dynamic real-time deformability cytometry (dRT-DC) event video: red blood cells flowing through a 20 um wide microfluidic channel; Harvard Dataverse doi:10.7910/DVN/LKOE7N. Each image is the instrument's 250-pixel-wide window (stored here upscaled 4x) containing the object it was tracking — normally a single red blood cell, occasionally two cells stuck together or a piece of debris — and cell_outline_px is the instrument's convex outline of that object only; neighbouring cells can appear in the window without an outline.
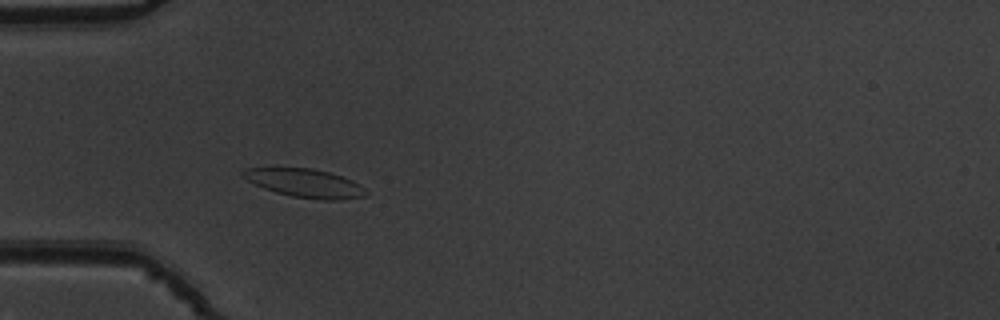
{"species": "common noctule bat (a hibernating species)", "species_latin": "Nyctalus noctula", "temperature_condition": "warm", "stored_images_in_passage": 38, "camera_frame_rate_fps": 3000, "um_per_image_px": 0.085, "animal": {"sex": "male", "body_mass_g": 19.5, "forearm_length_mm": 54.6}, "frame": {"image": 1, "passage_image": 1, "time_ms": 0.0, "image_size_px": [1000, 320], "cell_outline_px": [[368, 192], [364, 196], [340, 200], [320, 200], [292, 196], [276, 192], [264, 188], [240, 176], [240, 172], [244, 168], [312, 168], [328, 172], [352, 180], [360, 184]], "centroid_in_image_um": [25.91, 15.56], "position_along_channel_um": 59.1, "area_um2": 20.35}}
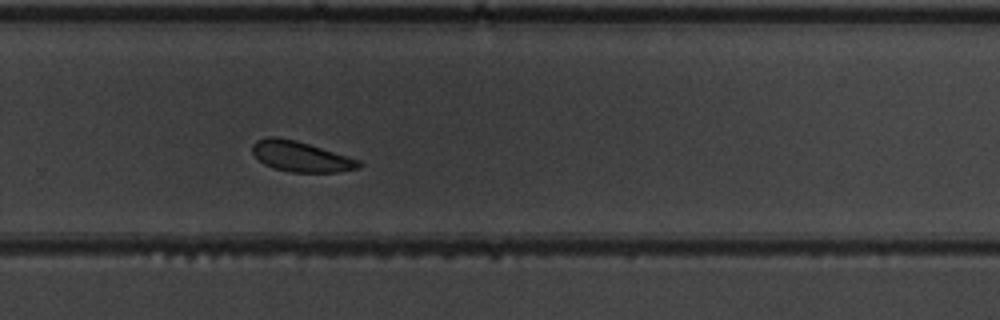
{"frame": {"image": 2, "passage_image": 21, "time_ms": 6.667, "image_size_px": [1000, 320], "cell_outline_px": [[364, 164], [360, 168], [336, 172], [292, 172], [272, 168], [264, 164], [252, 152], [252, 144], [256, 140], [264, 136], [276, 136], [296, 140], [360, 160]], "centroid_in_image_um": [25.56, 13.29], "position_along_channel_um": 304.2, "area_um2": 18.96}}
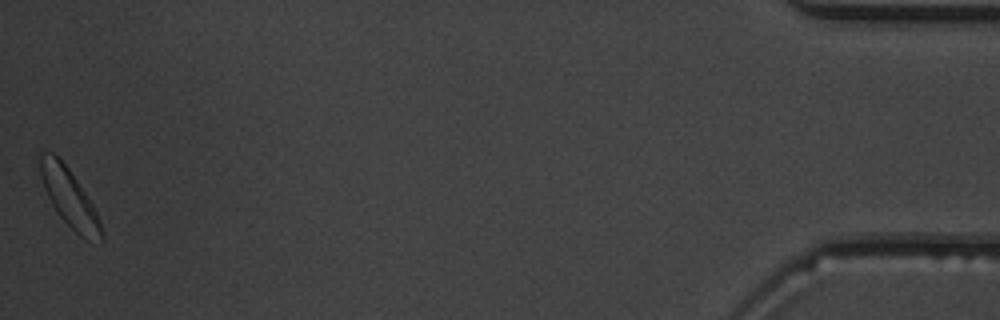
{"frame": {"image": 3, "passage_image": 38, "time_ms": 12.333, "image_size_px": [1000, 320], "cell_outline_px": [[104, 244], [100, 244], [84, 240], [56, 212], [44, 188], [40, 172], [40, 152], [52, 152], [68, 168], [92, 204], [96, 212], [104, 232]], "centroid_in_image_um": [5.94, 16.91], "position_along_channel_um": 429.3, "area_um2": 20.52}, "authors_computed_cell_mechanics": {"area_um2": 19.8543, "velocity_mm_per_s": 3.7637, "shape_relaxation_time_tau1_ms": 1.5335, "shape_relaxation_time_tau2_ms": null, "deformation_change_tau1": 0.0554, "deformation_change_tau2": null}}